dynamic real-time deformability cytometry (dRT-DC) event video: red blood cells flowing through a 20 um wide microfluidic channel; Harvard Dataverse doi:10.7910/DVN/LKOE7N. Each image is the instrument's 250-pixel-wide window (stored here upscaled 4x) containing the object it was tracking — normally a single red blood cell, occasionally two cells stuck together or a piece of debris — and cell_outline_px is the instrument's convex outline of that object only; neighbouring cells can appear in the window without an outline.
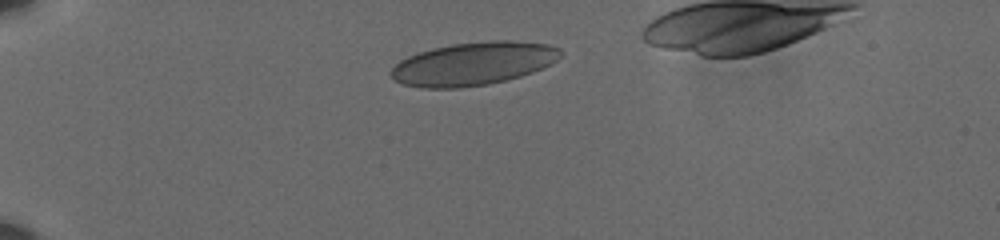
{"species": "human", "species_latin": "Homo sapiens", "temperature_condition": "cold", "stored_images_in_passage": 40, "camera_frame_rate_fps": 3000, "um_per_image_px": 0.085, "donor": {"sex": "male"}, "frame": {"image": 1, "passage_image": 1, "time_ms": 0.0, "image_size_px": [1000, 240], "cell_outline_px": [[564, 52], [552, 64], [532, 72], [520, 76], [488, 84], [460, 88], [420, 88], [404, 84], [396, 80], [388, 72], [400, 60], [416, 52], [432, 48], [452, 44], [492, 40], [512, 40], [548, 44], [560, 48]], "centroid_in_image_um": [40.24, 5.4], "position_along_channel_um": 44.8, "area_um2": 42.77}}
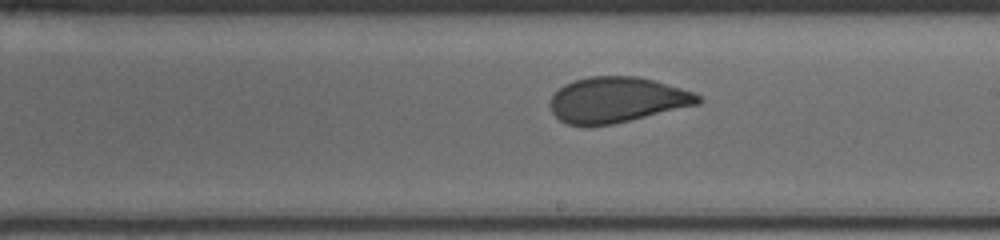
{"frame": {"image": 2, "passage_image": 21, "time_ms": 6.667, "image_size_px": [1000, 240], "cell_outline_px": [[704, 100], [700, 104], [612, 124], [564, 124], [552, 112], [548, 104], [552, 96], [564, 84], [588, 76], [636, 76], [652, 80], [696, 92]], "centroid_in_image_um": [52.46, 8.47], "position_along_channel_um": 236.5, "area_um2": 38.96}}
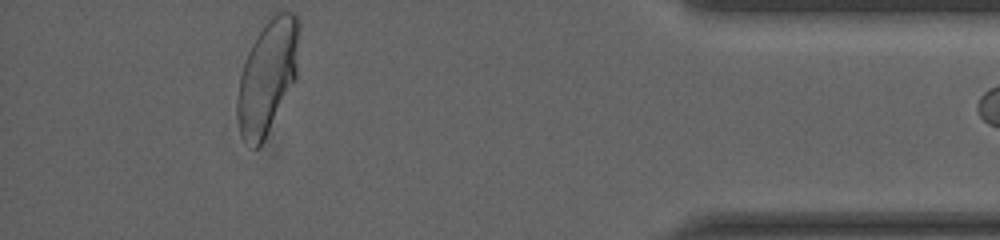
{"frame": {"image": 3, "passage_image": 39, "time_ms": 12.667, "image_size_px": [1000, 240], "cell_outline_px": [[300, 28], [296, 76], [264, 140], [256, 148], [252, 148], [240, 136], [236, 112], [236, 100], [240, 76], [244, 60], [252, 44], [272, 12], [296, 12], [300, 20]], "centroid_in_image_um": [22.73, 6.46], "position_along_channel_um": 412.5, "area_um2": 40.86}}